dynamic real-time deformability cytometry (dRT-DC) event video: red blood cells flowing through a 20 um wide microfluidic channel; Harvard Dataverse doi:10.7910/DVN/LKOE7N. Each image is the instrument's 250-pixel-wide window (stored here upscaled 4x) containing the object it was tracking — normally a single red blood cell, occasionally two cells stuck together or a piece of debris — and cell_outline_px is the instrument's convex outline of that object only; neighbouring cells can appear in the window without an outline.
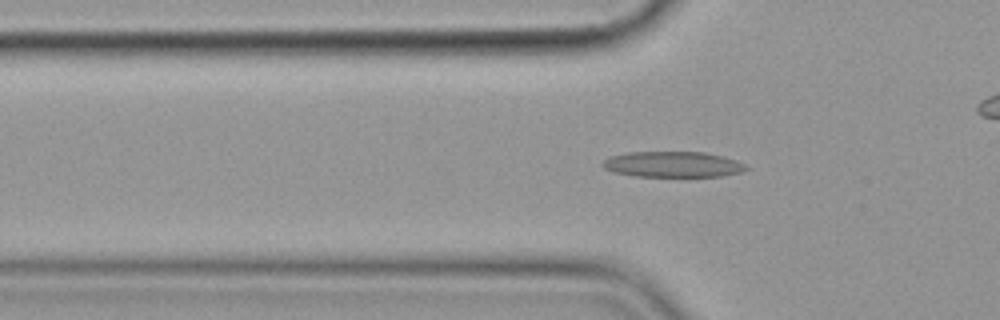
{"species": "common noctule bat (a hibernating species)", "species_latin": "Nyctalus noctula", "temperature_condition": "cold", "stored_images_in_passage": 53, "camera_frame_rate_fps": 3000, "um_per_image_px": 0.085, "animal": {"sex": "female", "body_mass_g": 19.9}, "frame": {"image": 1, "passage_image": 14, "time_ms": 4.333, "image_size_px": [1000, 320], "cell_outline_px": [[748, 168], [740, 172], [724, 176], [636, 176], [612, 172], [604, 168], [600, 164], [604, 160], [612, 156], [628, 152], [704, 152], [724, 156], [736, 160], [744, 164]], "centroid_in_image_um": [57.18, 13.97], "position_along_channel_um": 68.6, "area_um2": 21.44}}
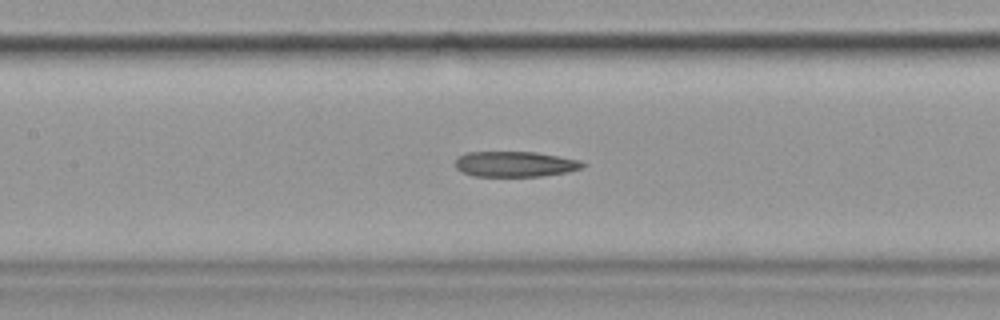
{"frame": {"image": 2, "passage_image": 22, "time_ms": 7.0, "image_size_px": [1000, 320], "cell_outline_px": [[588, 164], [584, 168], [568, 172], [540, 176], [472, 176], [460, 172], [456, 168], [456, 160], [460, 156], [468, 152], [536, 152], [580, 160]], "centroid_in_image_um": [43.82, 13.95], "position_along_channel_um": 163.6, "area_um2": 19.02}}
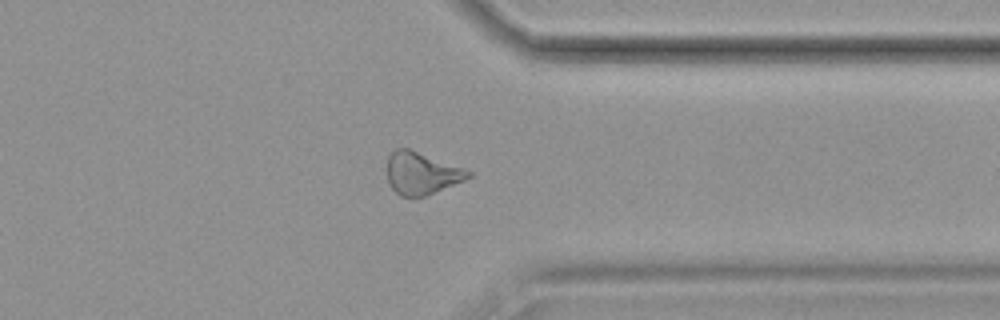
{"frame": {"image": 3, "passage_image": 40, "time_ms": 13.0, "image_size_px": [1000, 320], "cell_outline_px": [[472, 176], [464, 180], [424, 196], [400, 196], [392, 188], [388, 180], [388, 156], [396, 148], [408, 148], [464, 168], [472, 172]], "centroid_in_image_um": [35.83, 14.71], "position_along_channel_um": 375.6, "area_um2": 19.65}, "authors_computed_cell_mechanics": {"area_um2": 20.2878, "velocity_mm_per_s": 3.5758, "shape_relaxation_time_tau1_ms": null, "shape_relaxation_time_tau2_ms": 8.5336, "deformation_change_tau1": null, "deformation_change_tau2": 0.2242}}